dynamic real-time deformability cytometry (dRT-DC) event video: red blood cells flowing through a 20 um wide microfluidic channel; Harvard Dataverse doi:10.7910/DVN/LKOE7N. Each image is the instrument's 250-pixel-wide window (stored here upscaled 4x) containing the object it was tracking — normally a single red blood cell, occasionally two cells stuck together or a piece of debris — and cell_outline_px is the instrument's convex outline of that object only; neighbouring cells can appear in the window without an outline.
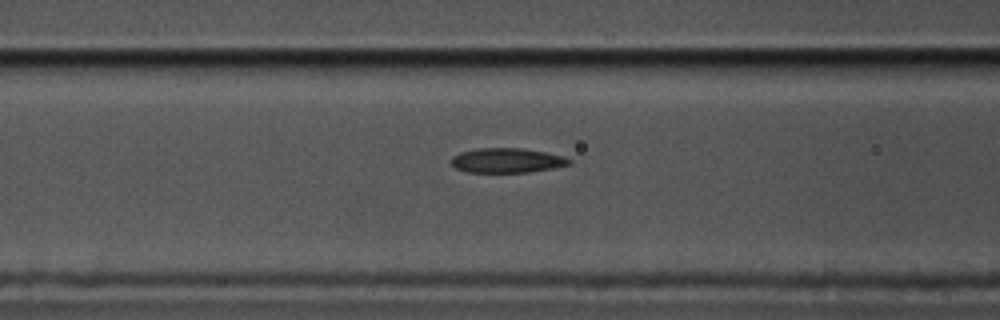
{"species": "common noctule bat (a hibernating species)", "species_latin": "Nyctalus noctula", "temperature_condition": "cold", "stored_images_in_passage": 28, "camera_frame_rate_fps": 3000, "um_per_image_px": 0.085, "animal": {"sex": "male", "body_mass_g": 17.5, "forearm_length_mm": 52.3}, "frame": {"image": 1, "passage_image": 10, "time_ms": 3.0, "image_size_px": [1000, 320], "cell_outline_px": [[572, 160], [568, 164], [552, 168], [528, 172], [468, 172], [456, 168], [452, 164], [452, 156], [460, 152], [476, 148], [520, 148], [544, 152], [560, 156]], "centroid_in_image_um": [43.03, 13.63], "position_along_channel_um": 123.6, "area_um2": 16.65}}
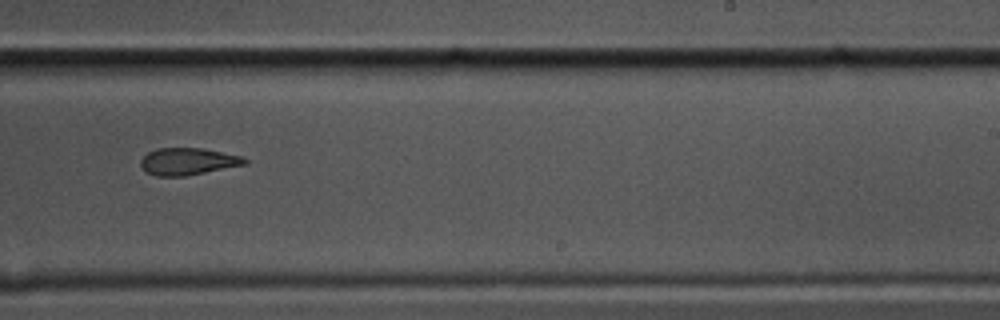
{"frame": {"image": 2, "passage_image": 23, "time_ms": 7.333, "image_size_px": [1000, 320], "cell_outline_px": [[248, 164], [184, 176], [156, 176], [144, 172], [140, 164], [140, 160], [148, 152], [156, 148], [204, 148], [244, 156], [248, 160]], "centroid_in_image_um": [15.98, 13.72], "position_along_channel_um": 273.0, "area_um2": 16.65}}
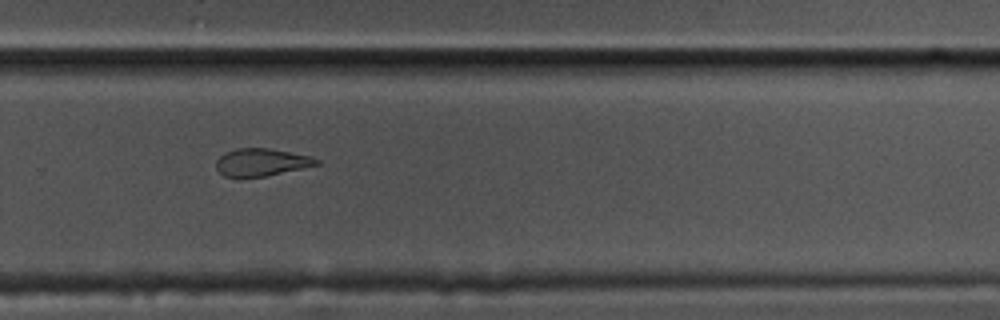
{"frame": {"image": 3, "passage_image": 26, "time_ms": 8.333, "image_size_px": [1000, 320], "cell_outline_px": [[320, 164], [264, 176], [224, 176], [216, 168], [216, 160], [224, 152], [236, 148], [268, 148], [312, 156], [320, 160]], "centroid_in_image_um": [22.22, 13.77], "position_along_channel_um": 307.6, "area_um2": 15.9}}